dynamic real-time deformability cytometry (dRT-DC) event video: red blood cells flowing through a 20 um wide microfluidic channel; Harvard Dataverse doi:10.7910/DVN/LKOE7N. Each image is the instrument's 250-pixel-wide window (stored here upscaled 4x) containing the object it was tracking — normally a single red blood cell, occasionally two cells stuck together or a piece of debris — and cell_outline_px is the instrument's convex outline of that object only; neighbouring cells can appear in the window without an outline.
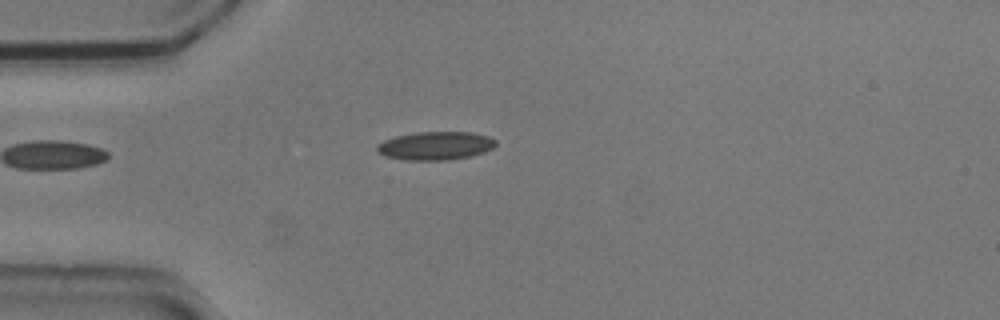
{"species": "common noctule bat (a hibernating species)", "species_latin": "Nyctalus noctula", "temperature_condition": "cold", "stored_images_in_passage": 5, "camera_frame_rate_fps": 3000, "um_per_image_px": 0.085, "animal": {"sex": "male", "body_mass_g": 20.5, "forearm_length_mm": 52.5}, "frame": {"image": 1, "passage_image": 5, "time_ms": 1.333, "image_size_px": [1000, 320], "cell_outline_px": [[496, 144], [492, 148], [484, 152], [468, 156], [448, 160], [404, 160], [384, 156], [376, 152], [376, 144], [384, 140], [396, 136], [416, 132], [472, 132], [488, 136], [496, 140]], "centroid_in_image_um": [36.97, 12.39], "position_along_channel_um": 48.0, "area_um2": 19.71}}